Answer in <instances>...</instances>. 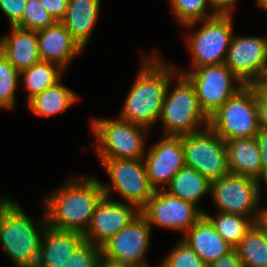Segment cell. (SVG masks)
<instances>
[{
  "instance_id": "6da1fadb",
  "label": "cell",
  "mask_w": 267,
  "mask_h": 267,
  "mask_svg": "<svg viewBox=\"0 0 267 267\" xmlns=\"http://www.w3.org/2000/svg\"><path fill=\"white\" fill-rule=\"evenodd\" d=\"M151 53L141 58L135 80L118 113L120 118L148 129L159 121L169 81L178 73L177 67L165 62L156 50Z\"/></svg>"
},
{
  "instance_id": "7a4b0ae2",
  "label": "cell",
  "mask_w": 267,
  "mask_h": 267,
  "mask_svg": "<svg viewBox=\"0 0 267 267\" xmlns=\"http://www.w3.org/2000/svg\"><path fill=\"white\" fill-rule=\"evenodd\" d=\"M104 196L99 178L71 175L69 180L43 198L47 225L84 234Z\"/></svg>"
},
{
  "instance_id": "3957f363",
  "label": "cell",
  "mask_w": 267,
  "mask_h": 267,
  "mask_svg": "<svg viewBox=\"0 0 267 267\" xmlns=\"http://www.w3.org/2000/svg\"><path fill=\"white\" fill-rule=\"evenodd\" d=\"M41 220L26 214L17 201L0 197V245L15 267H36L44 230L45 213Z\"/></svg>"
},
{
  "instance_id": "277c9868",
  "label": "cell",
  "mask_w": 267,
  "mask_h": 267,
  "mask_svg": "<svg viewBox=\"0 0 267 267\" xmlns=\"http://www.w3.org/2000/svg\"><path fill=\"white\" fill-rule=\"evenodd\" d=\"M159 121L164 136L188 135L208 126L209 117L201 109L196 89L185 75L177 73L169 81Z\"/></svg>"
},
{
  "instance_id": "5b68a950",
  "label": "cell",
  "mask_w": 267,
  "mask_h": 267,
  "mask_svg": "<svg viewBox=\"0 0 267 267\" xmlns=\"http://www.w3.org/2000/svg\"><path fill=\"white\" fill-rule=\"evenodd\" d=\"M91 130L96 140L93 152L98 159H143L150 129L116 118H92Z\"/></svg>"
},
{
  "instance_id": "8992f818",
  "label": "cell",
  "mask_w": 267,
  "mask_h": 267,
  "mask_svg": "<svg viewBox=\"0 0 267 267\" xmlns=\"http://www.w3.org/2000/svg\"><path fill=\"white\" fill-rule=\"evenodd\" d=\"M233 17L230 14H217L183 26L191 32H188L189 35L186 38L191 57V68L187 70L178 67L177 71L190 72L194 68L205 65L223 64L235 33ZM197 24L202 26L196 29Z\"/></svg>"
},
{
  "instance_id": "52a82bcc",
  "label": "cell",
  "mask_w": 267,
  "mask_h": 267,
  "mask_svg": "<svg viewBox=\"0 0 267 267\" xmlns=\"http://www.w3.org/2000/svg\"><path fill=\"white\" fill-rule=\"evenodd\" d=\"M260 181L229 173L211 181L210 198L218 212H226L251 218L260 222L262 189Z\"/></svg>"
},
{
  "instance_id": "ba28073f",
  "label": "cell",
  "mask_w": 267,
  "mask_h": 267,
  "mask_svg": "<svg viewBox=\"0 0 267 267\" xmlns=\"http://www.w3.org/2000/svg\"><path fill=\"white\" fill-rule=\"evenodd\" d=\"M109 176L108 183L101 181L105 197L112 199L117 193L123 202L136 206L140 211L151 199V187L143 159H99Z\"/></svg>"
},
{
  "instance_id": "9c48e42d",
  "label": "cell",
  "mask_w": 267,
  "mask_h": 267,
  "mask_svg": "<svg viewBox=\"0 0 267 267\" xmlns=\"http://www.w3.org/2000/svg\"><path fill=\"white\" fill-rule=\"evenodd\" d=\"M224 141L255 137L259 130L256 94L245 85L209 116L208 124Z\"/></svg>"
},
{
  "instance_id": "30bf717a",
  "label": "cell",
  "mask_w": 267,
  "mask_h": 267,
  "mask_svg": "<svg viewBox=\"0 0 267 267\" xmlns=\"http://www.w3.org/2000/svg\"><path fill=\"white\" fill-rule=\"evenodd\" d=\"M152 228L140 212L102 246L103 264L113 267H153L146 260Z\"/></svg>"
},
{
  "instance_id": "8fae6325",
  "label": "cell",
  "mask_w": 267,
  "mask_h": 267,
  "mask_svg": "<svg viewBox=\"0 0 267 267\" xmlns=\"http://www.w3.org/2000/svg\"><path fill=\"white\" fill-rule=\"evenodd\" d=\"M185 165L194 168L210 181L230 173L225 141L207 127L182 136Z\"/></svg>"
},
{
  "instance_id": "7c38bea8",
  "label": "cell",
  "mask_w": 267,
  "mask_h": 267,
  "mask_svg": "<svg viewBox=\"0 0 267 267\" xmlns=\"http://www.w3.org/2000/svg\"><path fill=\"white\" fill-rule=\"evenodd\" d=\"M178 73L194 85L200 107L208 117L246 85L225 63Z\"/></svg>"
},
{
  "instance_id": "4fadbf2b",
  "label": "cell",
  "mask_w": 267,
  "mask_h": 267,
  "mask_svg": "<svg viewBox=\"0 0 267 267\" xmlns=\"http://www.w3.org/2000/svg\"><path fill=\"white\" fill-rule=\"evenodd\" d=\"M204 211L189 201L170 195L165 190H155L141 213L151 228L157 226L184 234L204 215Z\"/></svg>"
},
{
  "instance_id": "5bb4252c",
  "label": "cell",
  "mask_w": 267,
  "mask_h": 267,
  "mask_svg": "<svg viewBox=\"0 0 267 267\" xmlns=\"http://www.w3.org/2000/svg\"><path fill=\"white\" fill-rule=\"evenodd\" d=\"M246 85L267 72V35H233L224 62Z\"/></svg>"
},
{
  "instance_id": "9a60e30c",
  "label": "cell",
  "mask_w": 267,
  "mask_h": 267,
  "mask_svg": "<svg viewBox=\"0 0 267 267\" xmlns=\"http://www.w3.org/2000/svg\"><path fill=\"white\" fill-rule=\"evenodd\" d=\"M147 176L154 190H164L185 165L182 136H162L143 158Z\"/></svg>"
},
{
  "instance_id": "2e32d148",
  "label": "cell",
  "mask_w": 267,
  "mask_h": 267,
  "mask_svg": "<svg viewBox=\"0 0 267 267\" xmlns=\"http://www.w3.org/2000/svg\"><path fill=\"white\" fill-rule=\"evenodd\" d=\"M140 212L132 204L104 196L97 204L91 223L84 233L85 241L101 247L127 226Z\"/></svg>"
},
{
  "instance_id": "e0dca14e",
  "label": "cell",
  "mask_w": 267,
  "mask_h": 267,
  "mask_svg": "<svg viewBox=\"0 0 267 267\" xmlns=\"http://www.w3.org/2000/svg\"><path fill=\"white\" fill-rule=\"evenodd\" d=\"M37 34L41 60L56 63L65 71L84 51L61 22L38 30Z\"/></svg>"
},
{
  "instance_id": "ac0fdd59",
  "label": "cell",
  "mask_w": 267,
  "mask_h": 267,
  "mask_svg": "<svg viewBox=\"0 0 267 267\" xmlns=\"http://www.w3.org/2000/svg\"><path fill=\"white\" fill-rule=\"evenodd\" d=\"M0 51L19 71L41 62L37 31L11 26L10 32L0 38Z\"/></svg>"
},
{
  "instance_id": "d6986e66",
  "label": "cell",
  "mask_w": 267,
  "mask_h": 267,
  "mask_svg": "<svg viewBox=\"0 0 267 267\" xmlns=\"http://www.w3.org/2000/svg\"><path fill=\"white\" fill-rule=\"evenodd\" d=\"M85 241L84 234L46 226L36 267H62L67 258Z\"/></svg>"
},
{
  "instance_id": "ffe728a7",
  "label": "cell",
  "mask_w": 267,
  "mask_h": 267,
  "mask_svg": "<svg viewBox=\"0 0 267 267\" xmlns=\"http://www.w3.org/2000/svg\"><path fill=\"white\" fill-rule=\"evenodd\" d=\"M181 237L207 265L233 249L204 215Z\"/></svg>"
},
{
  "instance_id": "44dd1931",
  "label": "cell",
  "mask_w": 267,
  "mask_h": 267,
  "mask_svg": "<svg viewBox=\"0 0 267 267\" xmlns=\"http://www.w3.org/2000/svg\"><path fill=\"white\" fill-rule=\"evenodd\" d=\"M101 12V0H68L66 15L61 23L72 38L85 50Z\"/></svg>"
},
{
  "instance_id": "7402d4cb",
  "label": "cell",
  "mask_w": 267,
  "mask_h": 267,
  "mask_svg": "<svg viewBox=\"0 0 267 267\" xmlns=\"http://www.w3.org/2000/svg\"><path fill=\"white\" fill-rule=\"evenodd\" d=\"M225 145L230 173L262 183L260 149L256 138H233L226 140Z\"/></svg>"
},
{
  "instance_id": "603a6c76",
  "label": "cell",
  "mask_w": 267,
  "mask_h": 267,
  "mask_svg": "<svg viewBox=\"0 0 267 267\" xmlns=\"http://www.w3.org/2000/svg\"><path fill=\"white\" fill-rule=\"evenodd\" d=\"M79 99L78 93L76 94L72 89L63 85L60 80L34 96L26 104L29 111L35 116L49 119L56 114H63L69 107L76 105Z\"/></svg>"
},
{
  "instance_id": "cb8c5ba5",
  "label": "cell",
  "mask_w": 267,
  "mask_h": 267,
  "mask_svg": "<svg viewBox=\"0 0 267 267\" xmlns=\"http://www.w3.org/2000/svg\"><path fill=\"white\" fill-rule=\"evenodd\" d=\"M164 190L170 195L189 201L200 208L202 197L210 194L211 181L194 168L184 165Z\"/></svg>"
},
{
  "instance_id": "d4e9b609",
  "label": "cell",
  "mask_w": 267,
  "mask_h": 267,
  "mask_svg": "<svg viewBox=\"0 0 267 267\" xmlns=\"http://www.w3.org/2000/svg\"><path fill=\"white\" fill-rule=\"evenodd\" d=\"M65 70L56 63L41 61L20 72L26 89V103L45 89L55 85L62 79Z\"/></svg>"
},
{
  "instance_id": "484cf974",
  "label": "cell",
  "mask_w": 267,
  "mask_h": 267,
  "mask_svg": "<svg viewBox=\"0 0 267 267\" xmlns=\"http://www.w3.org/2000/svg\"><path fill=\"white\" fill-rule=\"evenodd\" d=\"M235 249L244 267H267V229L255 223Z\"/></svg>"
},
{
  "instance_id": "4316f807",
  "label": "cell",
  "mask_w": 267,
  "mask_h": 267,
  "mask_svg": "<svg viewBox=\"0 0 267 267\" xmlns=\"http://www.w3.org/2000/svg\"><path fill=\"white\" fill-rule=\"evenodd\" d=\"M214 215L204 211V216L212 223L217 233L233 248L255 224L251 218L238 214L217 211Z\"/></svg>"
},
{
  "instance_id": "83f0119b",
  "label": "cell",
  "mask_w": 267,
  "mask_h": 267,
  "mask_svg": "<svg viewBox=\"0 0 267 267\" xmlns=\"http://www.w3.org/2000/svg\"><path fill=\"white\" fill-rule=\"evenodd\" d=\"M168 2L176 21L182 27L217 15L208 0H168Z\"/></svg>"
},
{
  "instance_id": "f1b7e54d",
  "label": "cell",
  "mask_w": 267,
  "mask_h": 267,
  "mask_svg": "<svg viewBox=\"0 0 267 267\" xmlns=\"http://www.w3.org/2000/svg\"><path fill=\"white\" fill-rule=\"evenodd\" d=\"M20 77V72L0 51V110L6 111L15 107V90L21 83Z\"/></svg>"
},
{
  "instance_id": "f546056e",
  "label": "cell",
  "mask_w": 267,
  "mask_h": 267,
  "mask_svg": "<svg viewBox=\"0 0 267 267\" xmlns=\"http://www.w3.org/2000/svg\"><path fill=\"white\" fill-rule=\"evenodd\" d=\"M156 267H208V265L181 239Z\"/></svg>"
},
{
  "instance_id": "4dcf8cb0",
  "label": "cell",
  "mask_w": 267,
  "mask_h": 267,
  "mask_svg": "<svg viewBox=\"0 0 267 267\" xmlns=\"http://www.w3.org/2000/svg\"><path fill=\"white\" fill-rule=\"evenodd\" d=\"M55 23L39 0H27L22 20L16 26L38 31Z\"/></svg>"
},
{
  "instance_id": "1f68e13d",
  "label": "cell",
  "mask_w": 267,
  "mask_h": 267,
  "mask_svg": "<svg viewBox=\"0 0 267 267\" xmlns=\"http://www.w3.org/2000/svg\"><path fill=\"white\" fill-rule=\"evenodd\" d=\"M102 250L100 246L84 241L73 254L66 259L62 267H101Z\"/></svg>"
},
{
  "instance_id": "d6a6232c",
  "label": "cell",
  "mask_w": 267,
  "mask_h": 267,
  "mask_svg": "<svg viewBox=\"0 0 267 267\" xmlns=\"http://www.w3.org/2000/svg\"><path fill=\"white\" fill-rule=\"evenodd\" d=\"M27 0H0V10L11 26H16L23 17Z\"/></svg>"
},
{
  "instance_id": "836d02e7",
  "label": "cell",
  "mask_w": 267,
  "mask_h": 267,
  "mask_svg": "<svg viewBox=\"0 0 267 267\" xmlns=\"http://www.w3.org/2000/svg\"><path fill=\"white\" fill-rule=\"evenodd\" d=\"M56 22H61L66 15L68 0H39Z\"/></svg>"
},
{
  "instance_id": "e575fe53",
  "label": "cell",
  "mask_w": 267,
  "mask_h": 267,
  "mask_svg": "<svg viewBox=\"0 0 267 267\" xmlns=\"http://www.w3.org/2000/svg\"><path fill=\"white\" fill-rule=\"evenodd\" d=\"M259 149L262 169V182L267 187V129L259 128L255 136Z\"/></svg>"
},
{
  "instance_id": "d590c367",
  "label": "cell",
  "mask_w": 267,
  "mask_h": 267,
  "mask_svg": "<svg viewBox=\"0 0 267 267\" xmlns=\"http://www.w3.org/2000/svg\"><path fill=\"white\" fill-rule=\"evenodd\" d=\"M208 267H244V264L237 250L233 248L227 254L222 255L218 260L209 264Z\"/></svg>"
},
{
  "instance_id": "8d00e7d4",
  "label": "cell",
  "mask_w": 267,
  "mask_h": 267,
  "mask_svg": "<svg viewBox=\"0 0 267 267\" xmlns=\"http://www.w3.org/2000/svg\"><path fill=\"white\" fill-rule=\"evenodd\" d=\"M249 86L254 90L260 101L267 103V72L255 78Z\"/></svg>"
},
{
  "instance_id": "74e56055",
  "label": "cell",
  "mask_w": 267,
  "mask_h": 267,
  "mask_svg": "<svg viewBox=\"0 0 267 267\" xmlns=\"http://www.w3.org/2000/svg\"><path fill=\"white\" fill-rule=\"evenodd\" d=\"M210 7L217 14H230L233 15L235 5L239 0H208Z\"/></svg>"
},
{
  "instance_id": "f35d334b",
  "label": "cell",
  "mask_w": 267,
  "mask_h": 267,
  "mask_svg": "<svg viewBox=\"0 0 267 267\" xmlns=\"http://www.w3.org/2000/svg\"><path fill=\"white\" fill-rule=\"evenodd\" d=\"M256 107H257L258 125L260 128L267 129V103L260 101L256 97Z\"/></svg>"
},
{
  "instance_id": "ab89813d",
  "label": "cell",
  "mask_w": 267,
  "mask_h": 267,
  "mask_svg": "<svg viewBox=\"0 0 267 267\" xmlns=\"http://www.w3.org/2000/svg\"><path fill=\"white\" fill-rule=\"evenodd\" d=\"M265 191H267V188ZM260 223L267 229V206L261 208Z\"/></svg>"
},
{
  "instance_id": "60d3db41",
  "label": "cell",
  "mask_w": 267,
  "mask_h": 267,
  "mask_svg": "<svg viewBox=\"0 0 267 267\" xmlns=\"http://www.w3.org/2000/svg\"><path fill=\"white\" fill-rule=\"evenodd\" d=\"M255 4L259 7L262 11L267 13V0H255Z\"/></svg>"
},
{
  "instance_id": "b9f144b4",
  "label": "cell",
  "mask_w": 267,
  "mask_h": 267,
  "mask_svg": "<svg viewBox=\"0 0 267 267\" xmlns=\"http://www.w3.org/2000/svg\"><path fill=\"white\" fill-rule=\"evenodd\" d=\"M101 267H113V266H109V265H106V264H102Z\"/></svg>"
}]
</instances>
